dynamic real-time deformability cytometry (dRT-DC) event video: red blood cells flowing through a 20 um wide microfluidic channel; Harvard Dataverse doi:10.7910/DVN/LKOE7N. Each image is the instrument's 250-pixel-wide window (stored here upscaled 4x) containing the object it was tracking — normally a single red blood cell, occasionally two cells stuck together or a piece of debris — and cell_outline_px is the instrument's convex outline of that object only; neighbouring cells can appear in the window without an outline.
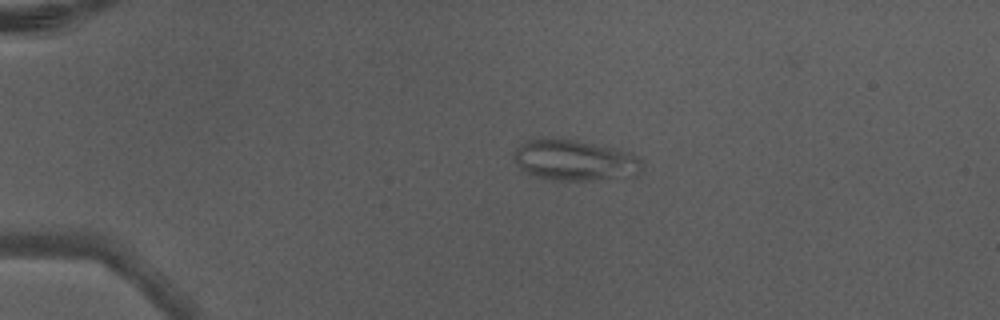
{"species": "Egyptian fruit bat (a non-hibernating species)", "species_latin": "Rousettus aegyptiacus", "temperature_condition": "warm", "stored_images_in_passage": 6, "camera_frame_rate_fps": 3000, "um_per_image_px": 0.085, "animal": {"sex": "male"}, "frame": {"image": 1, "passage_image": 4, "time_ms": 1.0, "image_size_px": [1000, 320], "cell_outline_px": [[644, 168], [632, 180], [552, 180], [536, 176], [520, 168], [516, 164], [512, 156], [512, 152], [524, 140], [540, 136], [552, 136], [576, 140], [616, 148], [632, 152], [644, 164]], "centroid_in_image_um": [48.9, 13.61], "position_along_channel_um": 36.1, "area_um2": 32.02}}
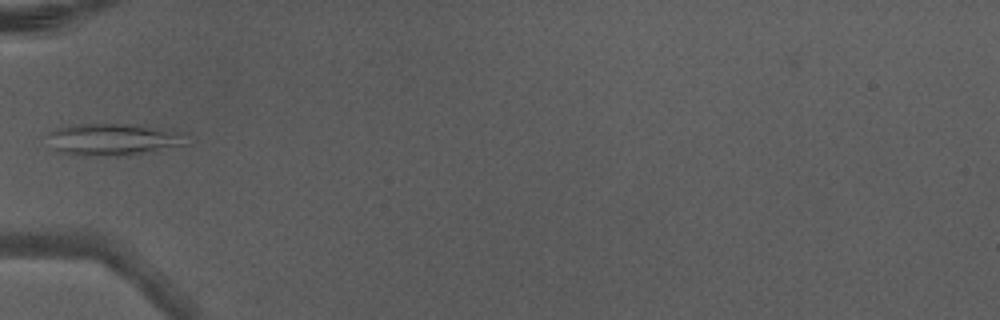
{"frame": {"image": 2, "passage_image": 6, "time_ms": 1.667, "image_size_px": [1000, 320], "cell_outline_px": [[192, 144], [144, 152], [116, 156], [56, 152], [52, 148], [44, 136], [56, 128], [72, 124], [148, 124], [188, 132]], "centroid_in_image_um": [9.76, 11.81], "position_along_channel_um": 75.2, "area_um2": 26.7}}